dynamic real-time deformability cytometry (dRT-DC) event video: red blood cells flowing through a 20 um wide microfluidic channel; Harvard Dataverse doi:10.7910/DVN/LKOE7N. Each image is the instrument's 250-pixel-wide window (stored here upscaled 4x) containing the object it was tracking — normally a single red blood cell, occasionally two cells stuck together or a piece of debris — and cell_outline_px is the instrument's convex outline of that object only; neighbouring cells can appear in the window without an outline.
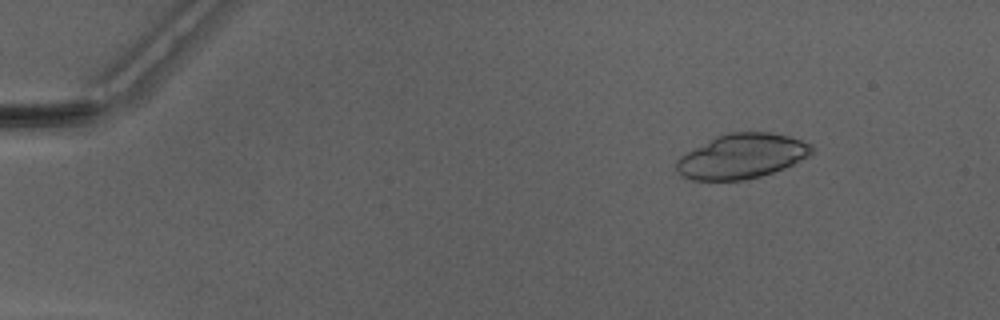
{"species": "Egyptian fruit bat (a non-hibernating species)", "species_latin": "Rousettus aegyptiacus", "temperature_condition": "warm", "stored_images_in_passage": 50, "camera_frame_rate_fps": 3000, "um_per_image_px": 0.085, "animal": {"sex": "male"}, "frame": {"image": 1, "passage_image": 7, "time_ms": 2.0, "image_size_px": [1000, 320], "cell_outline_px": [[812, 152], [808, 156], [784, 168], [760, 176], [744, 180], [692, 180], [684, 176], [676, 168], [676, 160], [680, 156], [716, 136], [728, 132], [768, 132], [788, 136], [812, 144]], "centroid_in_image_um": [63.05, 13.27], "position_along_channel_um": 22.0, "area_um2": 34.85}}